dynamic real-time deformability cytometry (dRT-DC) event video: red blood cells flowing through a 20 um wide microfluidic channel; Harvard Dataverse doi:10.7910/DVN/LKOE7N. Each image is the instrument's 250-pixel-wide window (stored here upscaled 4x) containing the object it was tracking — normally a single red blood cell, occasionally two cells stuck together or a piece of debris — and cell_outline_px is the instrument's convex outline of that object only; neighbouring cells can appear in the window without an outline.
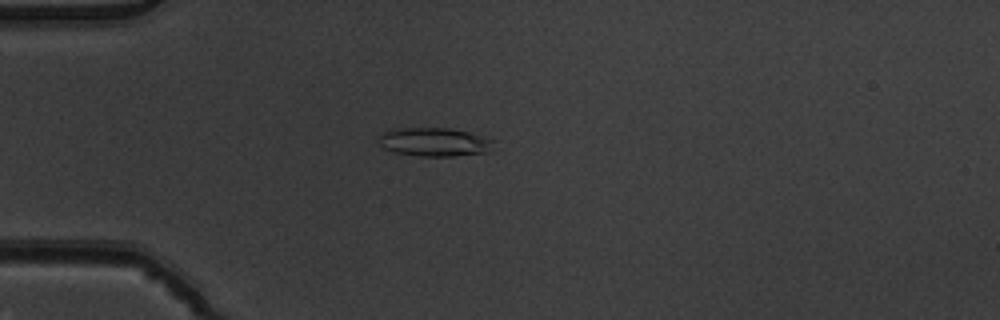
{"species": "common noctule bat (a hibernating species)", "species_latin": "Nyctalus noctula", "temperature_condition": "warm", "stored_images_in_passage": 5, "camera_frame_rate_fps": 3000, "um_per_image_px": 0.085, "animal": {"sex": "male", "body_mass_g": 19.5, "forearm_length_mm": 54.6}, "frame": {"image": 1, "passage_image": 5, "time_ms": 1.333, "image_size_px": [1000, 320], "cell_outline_px": [[492, 144], [488, 152], [452, 156], [420, 156], [396, 152], [384, 148], [380, 144], [380, 136], [384, 132], [392, 128], [448, 128], [468, 132], [492, 140]], "centroid_in_image_um": [36.89, 12.07], "position_along_channel_um": 48.1, "area_um2": 18.79}}